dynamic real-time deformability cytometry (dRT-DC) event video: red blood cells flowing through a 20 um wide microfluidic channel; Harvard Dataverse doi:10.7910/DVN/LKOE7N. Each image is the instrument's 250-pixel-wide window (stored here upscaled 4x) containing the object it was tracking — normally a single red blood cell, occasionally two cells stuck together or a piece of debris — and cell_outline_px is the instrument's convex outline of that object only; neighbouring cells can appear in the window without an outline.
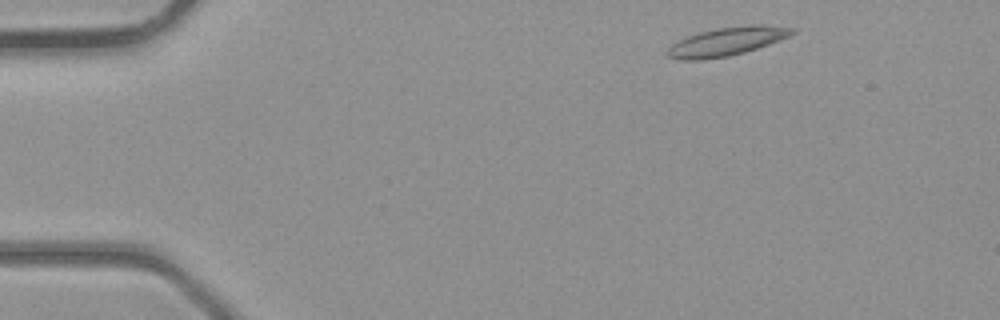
{"species": "common noctule bat (a hibernating species)", "species_latin": "Nyctalus noctula", "temperature_condition": "room temperature", "stored_images_in_passage": 3, "camera_frame_rate_fps": 3000, "um_per_image_px": 0.085, "animal": {"sex": "male", "body_mass_g": 23.1, "forearm_length_mm": 52.7}, "frame": {"image": 1, "passage_image": 1, "time_ms": 0.0, "image_size_px": [1000, 320], "cell_outline_px": [[796, 32], [788, 36], [768, 44], [744, 52], [728, 56], [704, 60], [680, 60], [664, 56], [664, 52], [672, 44], [688, 36], [700, 32], [716, 28], [796, 28]], "centroid_in_image_um": [61.57, 3.61], "position_along_channel_um": 23.4, "area_um2": 19.48}}